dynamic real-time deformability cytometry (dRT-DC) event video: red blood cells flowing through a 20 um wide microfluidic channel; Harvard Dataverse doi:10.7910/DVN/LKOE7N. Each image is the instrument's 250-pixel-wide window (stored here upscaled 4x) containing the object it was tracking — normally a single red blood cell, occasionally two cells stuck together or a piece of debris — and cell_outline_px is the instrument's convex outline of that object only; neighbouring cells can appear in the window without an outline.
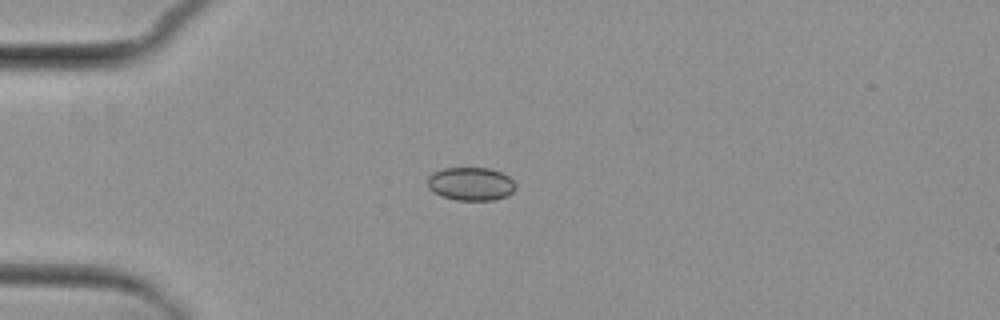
{"species": "common noctule bat (a hibernating species)", "species_latin": "Nyctalus noctula", "temperature_condition": "cold", "stored_images_in_passage": 6, "camera_frame_rate_fps": 3000, "um_per_image_px": 0.085, "animal": {"sex": "female", "body_mass_g": 29.2, "forearm_length_mm": 56.3}, "frame": {"image": 1, "passage_image": 4, "time_ms": 4.667, "image_size_px": [1000, 320], "cell_outline_px": [[516, 188], [508, 196], [492, 200], [456, 200], [440, 196], [432, 192], [428, 188], [428, 176], [432, 172], [444, 168], [492, 168], [508, 176], [516, 184]], "centroid_in_image_um": [40.0, 15.63], "position_along_channel_um": 45.0, "area_um2": 17.28}}
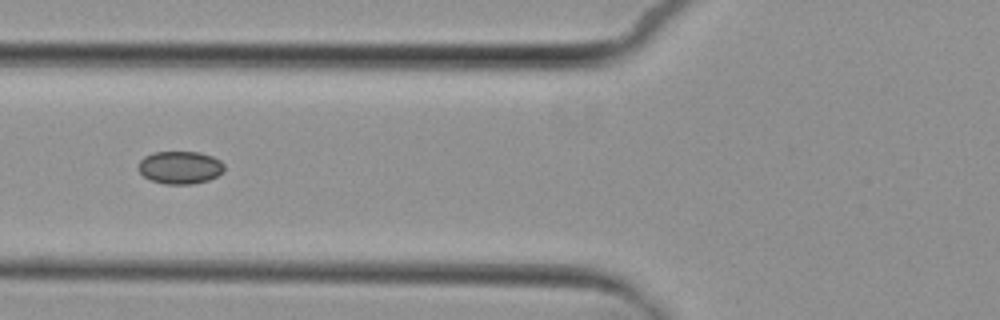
{"frame": {"image": 2, "passage_image": 6, "time_ms": 7.0, "image_size_px": [1000, 320], "cell_outline_px": [[224, 172], [208, 180], [192, 184], [164, 184], [152, 180], [144, 176], [140, 172], [140, 160], [144, 156], [152, 152], [200, 152], [212, 156], [220, 160], [224, 164]], "centroid_in_image_um": [15.33, 14.23], "position_along_channel_um": 110.5, "area_um2": 16.36}}